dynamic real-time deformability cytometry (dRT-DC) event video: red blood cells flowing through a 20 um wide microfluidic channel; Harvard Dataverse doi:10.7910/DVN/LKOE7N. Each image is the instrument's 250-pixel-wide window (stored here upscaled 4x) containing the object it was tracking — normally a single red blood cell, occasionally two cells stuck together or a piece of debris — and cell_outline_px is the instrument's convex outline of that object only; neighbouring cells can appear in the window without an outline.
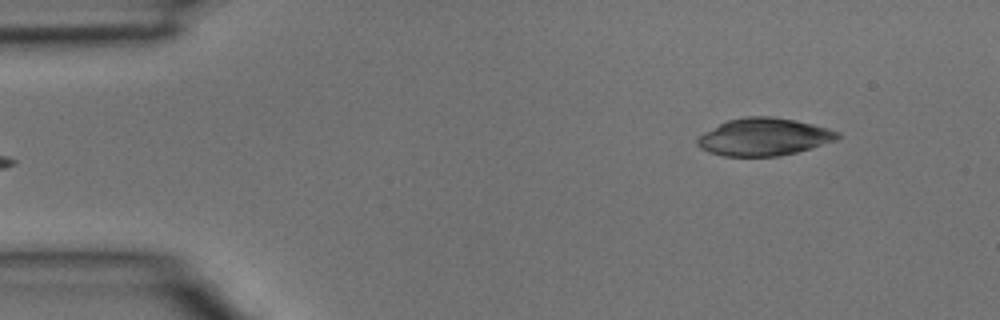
{"species": "common noctule bat (a hibernating species)", "species_latin": "Nyctalus noctula", "temperature_condition": "room temperature", "stored_images_in_passage": 4, "segment_of_instrument_passage": [2, 2], "camera_frame_rate_fps": 3000, "um_per_image_px": 0.085, "animal": {"sex": "male", "body_mass_g": 15.6}, "frame": {"image": 1, "passage_image": 4, "time_ms": 1.0, "image_size_px": [1000, 320], "cell_outline_px": [[840, 136], [836, 140], [812, 148], [780, 156], [724, 156], [708, 152], [700, 148], [696, 144], [696, 140], [704, 132], [728, 120], [744, 116], [772, 116], [796, 120], [828, 128], [840, 132]], "centroid_in_image_um": [64.94, 11.63], "position_along_channel_um": 20.1, "area_um2": 30.69}}